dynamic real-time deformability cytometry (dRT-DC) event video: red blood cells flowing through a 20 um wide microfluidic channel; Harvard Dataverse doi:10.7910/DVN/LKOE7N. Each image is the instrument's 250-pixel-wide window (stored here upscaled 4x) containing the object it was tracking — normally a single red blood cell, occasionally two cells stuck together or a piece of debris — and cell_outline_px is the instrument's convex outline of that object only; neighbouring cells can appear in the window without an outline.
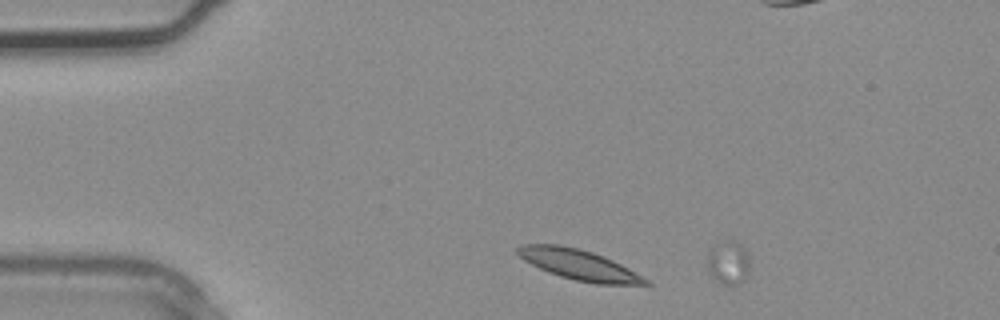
{"species": "common noctule bat (a hibernating species)", "species_latin": "Nyctalus noctula", "temperature_condition": "warm", "stored_images_in_passage": 4, "camera_frame_rate_fps": 3000, "um_per_image_px": 0.085, "animal": {"sex": "male", "body_mass_g": 20.4}, "frame": {"image": 1, "passage_image": 1, "time_ms": 0.0, "image_size_px": [1000, 320], "cell_outline_px": [[652, 284], [596, 284], [576, 280], [560, 276], [548, 272], [524, 260], [516, 252], [516, 248], [524, 244], [560, 244], [592, 252], [612, 260], [628, 268], [648, 280]], "centroid_in_image_um": [49.18, 22.49], "position_along_channel_um": 35.8, "area_um2": 22.2}}
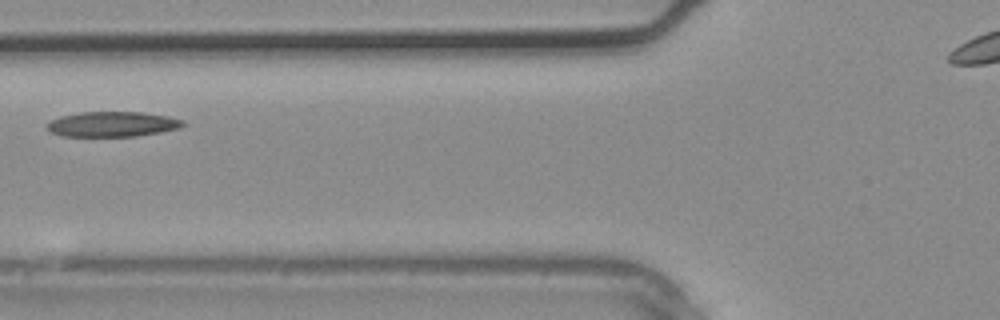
{"frame": {"image": 2, "passage_image": 4, "time_ms": 1.0, "image_size_px": [1000, 320], "cell_outline_px": [[184, 124], [180, 128], [160, 132], [136, 136], [60, 136], [52, 132], [44, 124], [60, 116], [80, 112], [140, 112], [168, 116], [184, 120]], "centroid_in_image_um": [9.54, 10.55], "position_along_channel_um": 116.3, "area_um2": 19.88}}